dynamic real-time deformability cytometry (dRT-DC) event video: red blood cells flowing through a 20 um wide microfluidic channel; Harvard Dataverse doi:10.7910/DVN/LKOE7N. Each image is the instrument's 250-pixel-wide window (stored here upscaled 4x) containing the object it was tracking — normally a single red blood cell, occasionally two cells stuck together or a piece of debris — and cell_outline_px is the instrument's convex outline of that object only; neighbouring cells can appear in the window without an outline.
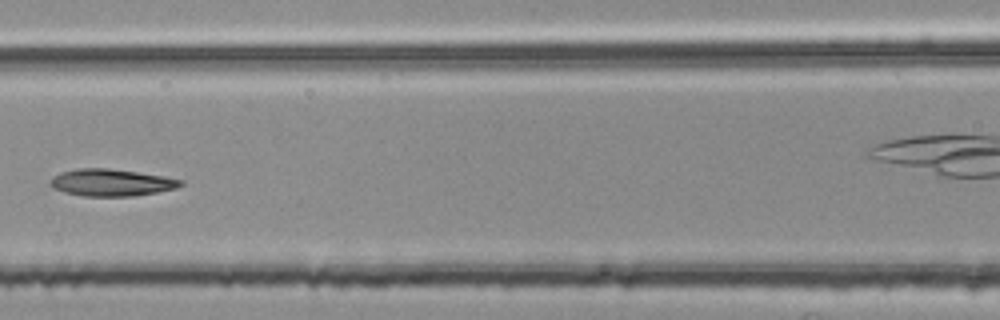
{"species": "common noctule bat (a hibernating species)", "species_latin": "Nyctalus noctula", "temperature_condition": "room temperature", "stored_images_in_passage": 7, "segment_of_instrument_passage": [1, 2], "camera_frame_rate_fps": 3000, "um_per_image_px": 0.085, "animal": {"sex": "female", "body_mass_g": 25.1}, "frame": {"image": 1, "passage_image": 5, "time_ms": 1.333, "image_size_px": [1000, 320], "cell_outline_px": [[184, 184], [176, 188], [156, 192], [132, 196], [84, 196], [64, 192], [52, 188], [48, 184], [52, 176], [60, 172], [76, 168], [108, 168], [164, 176], [184, 180]], "centroid_in_image_um": [9.42, 15.51], "position_along_channel_um": 157.2, "area_um2": 20.63}}